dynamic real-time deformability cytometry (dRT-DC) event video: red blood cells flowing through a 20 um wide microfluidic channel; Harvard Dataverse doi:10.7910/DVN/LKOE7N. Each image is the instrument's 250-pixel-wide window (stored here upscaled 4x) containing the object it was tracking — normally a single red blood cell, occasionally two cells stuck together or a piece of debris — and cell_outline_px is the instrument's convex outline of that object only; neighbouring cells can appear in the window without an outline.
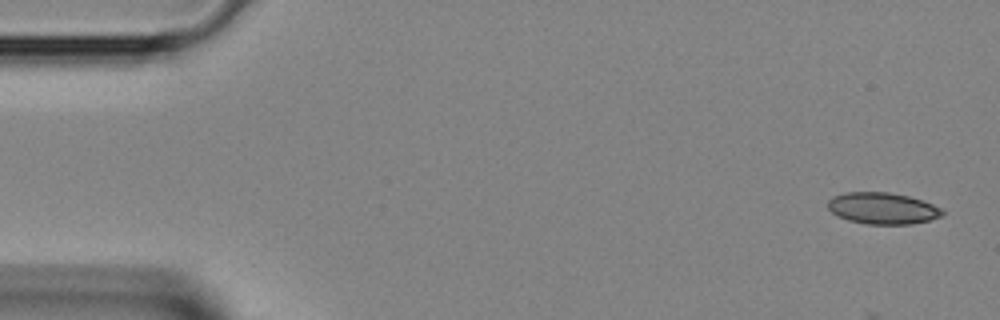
{"species": "Egyptian fruit bat (a non-hibernating species)", "species_latin": "Rousettus aegyptiacus", "temperature_condition": "room temperature", "stored_images_in_passage": 2, "camera_frame_rate_fps": 3000, "um_per_image_px": 0.085, "animal": {"sex": "female"}, "frame": {"image": 1, "passage_image": 1, "time_ms": 0.0, "image_size_px": [1000, 320], "cell_outline_px": [[944, 212], [940, 216], [928, 220], [912, 224], [868, 224], [848, 220], [836, 216], [828, 208], [828, 200], [832, 196], [844, 192], [888, 192], [908, 196], [932, 204], [940, 208]], "centroid_in_image_um": [74.96, 17.7], "position_along_channel_um": 10.0, "area_um2": 20.92}}
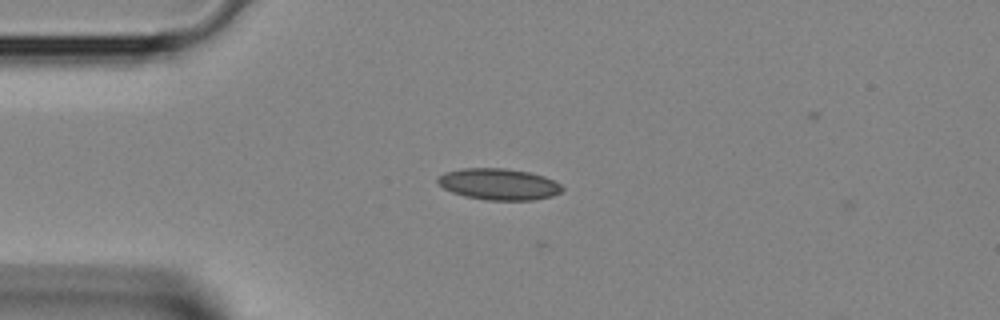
{"frame": {"image": 2, "passage_image": 2, "time_ms": 0.333, "image_size_px": [1000, 320], "cell_outline_px": [[564, 188], [560, 192], [552, 196], [532, 200], [488, 200], [464, 196], [452, 192], [444, 188], [436, 180], [444, 172], [464, 168], [504, 168], [528, 172], [544, 176], [560, 184]], "centroid_in_image_um": [42.39, 15.65], "position_along_channel_um": 42.6, "area_um2": 22.6}}